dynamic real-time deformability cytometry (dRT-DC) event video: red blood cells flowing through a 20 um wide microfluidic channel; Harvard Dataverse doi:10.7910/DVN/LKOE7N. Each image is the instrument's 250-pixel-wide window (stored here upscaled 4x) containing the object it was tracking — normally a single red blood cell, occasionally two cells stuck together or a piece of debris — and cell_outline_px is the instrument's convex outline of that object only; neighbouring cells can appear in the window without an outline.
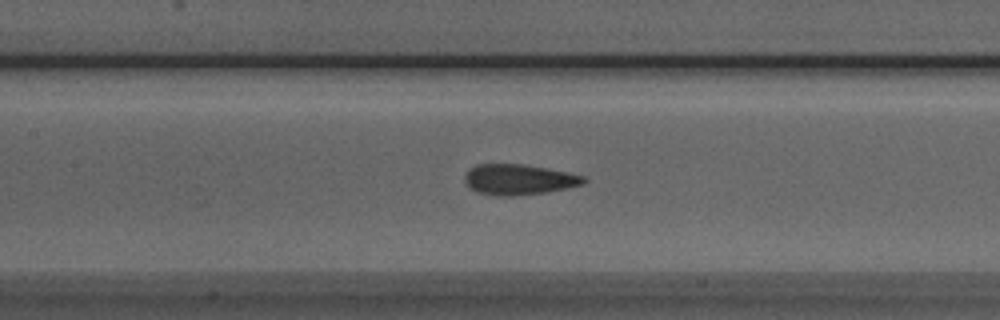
{"species": "Egyptian fruit bat (a non-hibernating species)", "species_latin": "Rousettus aegyptiacus", "temperature_condition": "room temperature", "stored_images_in_passage": 32, "camera_frame_rate_fps": 3000, "um_per_image_px": 0.085, "animal": {"sex": "male"}, "frame": {"image": 1, "passage_image": 8, "time_ms": 2.333, "image_size_px": [1000, 320], "cell_outline_px": [[588, 180], [584, 184], [568, 188], [544, 192], [512, 196], [496, 196], [476, 192], [464, 180], [464, 176], [468, 168], [476, 164], [524, 164], [568, 172], [584, 176]], "centroid_in_image_um": [44.1, 15.25], "position_along_channel_um": 163.3, "area_um2": 21.27}}
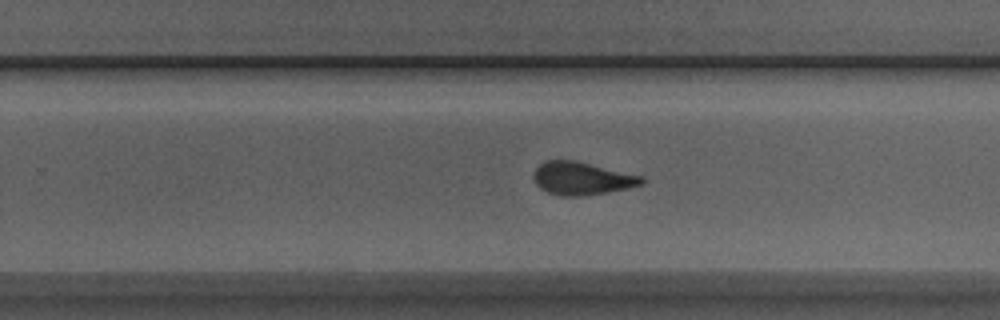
{"frame": {"image": 2, "passage_image": 17, "time_ms": 5.333, "image_size_px": [1000, 320], "cell_outline_px": [[644, 184], [628, 188], [608, 192], [584, 196], [560, 196], [548, 192], [540, 188], [532, 180], [532, 172], [544, 160], [576, 160], [644, 176]], "centroid_in_image_um": [49.44, 15.16], "position_along_channel_um": 280.4, "area_um2": 21.1}}
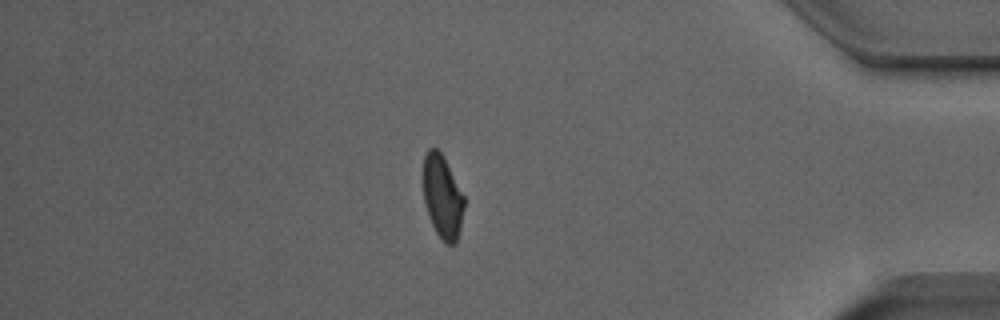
{"frame": {"image": 3, "passage_image": 29, "time_ms": 9.333, "image_size_px": [1000, 320], "cell_outline_px": [[464, 208], [460, 228], [456, 244], [444, 244], [436, 232], [432, 224], [424, 200], [424, 156], [428, 148], [436, 148], [444, 156], [464, 196]], "centroid_in_image_um": [37.62, 16.73], "position_along_channel_um": 397.6, "area_um2": 19.71}}